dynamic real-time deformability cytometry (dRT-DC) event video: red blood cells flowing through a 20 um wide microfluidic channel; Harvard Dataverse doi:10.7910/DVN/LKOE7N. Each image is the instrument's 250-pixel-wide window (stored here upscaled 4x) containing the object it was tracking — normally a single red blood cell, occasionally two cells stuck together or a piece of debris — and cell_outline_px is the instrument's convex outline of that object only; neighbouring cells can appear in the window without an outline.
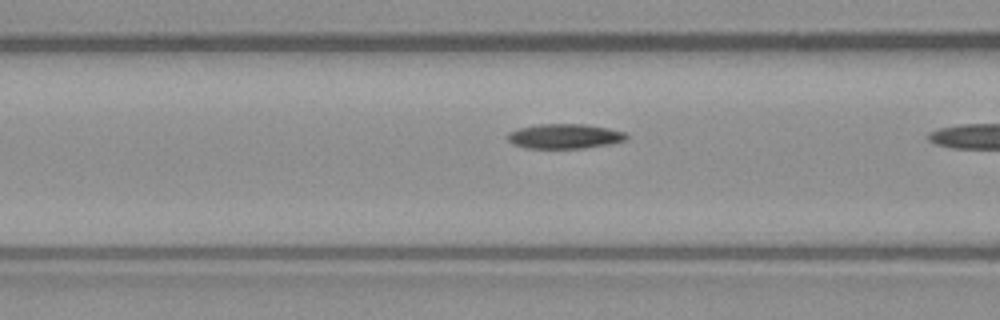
{"species": "common noctule bat (a hibernating species)", "species_latin": "Nyctalus noctula", "temperature_condition": "warm", "stored_images_in_passage": 10, "camera_frame_rate_fps": 3000, "um_per_image_px": 0.085, "animal": {"sex": "male", "body_mass_g": 23.1, "forearm_length_mm": 52.7}, "frame": {"image": 1, "passage_image": 9, "time_ms": 2.667, "image_size_px": [1000, 320], "cell_outline_px": [[628, 140], [612, 144], [584, 148], [524, 148], [512, 144], [508, 140], [508, 132], [520, 128], [536, 124], [584, 124], [608, 128], [624, 132], [628, 136]], "centroid_in_image_um": [48.01, 11.59], "position_along_channel_um": 118.6, "area_um2": 17.28}}